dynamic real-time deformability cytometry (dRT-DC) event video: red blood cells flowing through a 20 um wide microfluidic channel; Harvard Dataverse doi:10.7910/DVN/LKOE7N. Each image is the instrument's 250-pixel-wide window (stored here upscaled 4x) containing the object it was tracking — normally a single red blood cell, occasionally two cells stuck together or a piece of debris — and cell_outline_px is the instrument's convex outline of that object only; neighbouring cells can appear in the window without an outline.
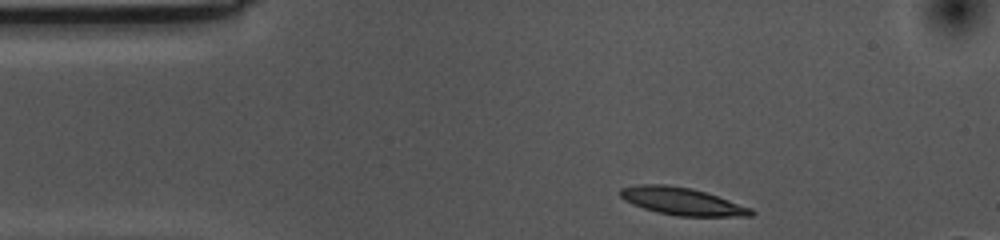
{"species": "common noctule bat (a hibernating species)", "species_latin": "Nyctalus noctula", "temperature_condition": "cold", "stored_images_in_passage": 36, "camera_frame_rate_fps": 3000, "um_per_image_px": 0.085, "animal": {"sex": "female", "body_mass_g": 10.0, "forearm_length_mm": 53.1}, "frame": {"image": 1, "passage_image": 1, "time_ms": 0.0, "image_size_px": [1000, 240], "cell_outline_px": [[756, 212], [752, 216], [676, 216], [656, 212], [632, 204], [624, 200], [620, 196], [620, 188], [636, 184], [668, 184], [692, 188], [752, 208]], "centroid_in_image_um": [57.94, 17.11], "position_along_channel_um": 27.1, "area_um2": 20.98}}
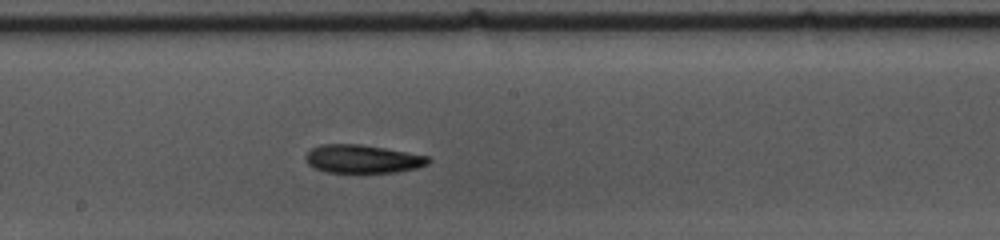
{"frame": {"image": 2, "passage_image": 21, "time_ms": 6.667, "image_size_px": [1000, 240], "cell_outline_px": [[432, 160], [428, 164], [416, 168], [396, 172], [324, 172], [308, 164], [304, 156], [312, 148], [320, 144], [360, 144], [384, 148], [428, 156]], "centroid_in_image_um": [30.81, 13.51], "position_along_channel_um": 217.4, "area_um2": 20.11}}
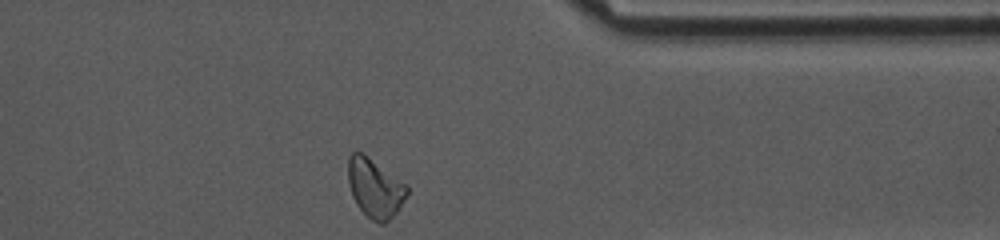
{"frame": {"image": 3, "passage_image": 36, "time_ms": 11.667, "image_size_px": [1000, 240], "cell_outline_px": [[408, 192], [396, 212], [384, 224], [380, 224], [372, 220], [356, 204], [352, 196], [348, 184], [348, 156], [352, 152], [360, 152], [408, 184]], "centroid_in_image_um": [31.86, 15.98], "position_along_channel_um": 379.5, "area_um2": 20.0}, "authors_computed_cell_mechanics": {"area_um2": 20.5768, "velocity_mm_per_s": 3.5141, "shape_relaxation_time_tau1_ms": 7.3723, "shape_relaxation_time_tau2_ms": 5.2054, "deformation_change_tau1": 0.1578, "deformation_change_tau2": 0.1285}}